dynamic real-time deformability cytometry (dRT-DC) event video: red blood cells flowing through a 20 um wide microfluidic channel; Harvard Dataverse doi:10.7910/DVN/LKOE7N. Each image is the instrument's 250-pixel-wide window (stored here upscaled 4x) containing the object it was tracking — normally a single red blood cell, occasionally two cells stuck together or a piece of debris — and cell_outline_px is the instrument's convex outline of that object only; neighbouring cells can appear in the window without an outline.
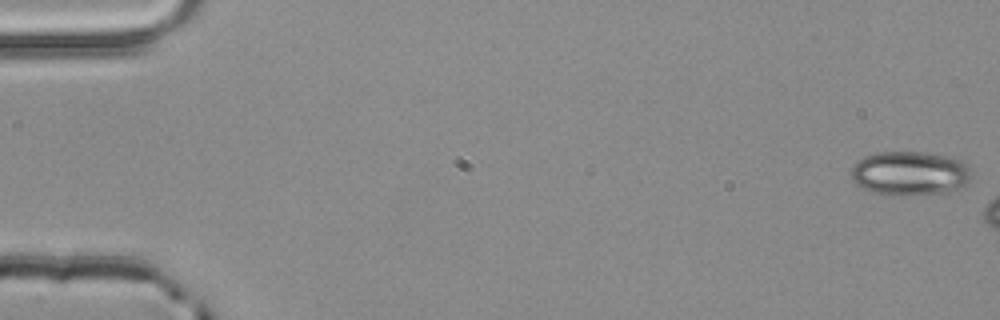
{"species": "common noctule bat (a hibernating species)", "species_latin": "Nyctalus noctula", "temperature_condition": "room temperature", "stored_images_in_passage": 3, "camera_frame_rate_fps": 3000, "um_per_image_px": 0.085, "animal": {"sex": "male", "body_mass_g": 20.4}, "frame": {"image": 1, "passage_image": 1, "time_ms": 0.0, "image_size_px": [1000, 320], "cell_outline_px": [[972, 176], [964, 184], [948, 192], [904, 196], [892, 196], [872, 192], [856, 184], [852, 180], [852, 168], [856, 160], [864, 156], [876, 152], [924, 152], [952, 156], [964, 160], [968, 164]], "centroid_in_image_um": [77.34, 14.72], "position_along_channel_um": 7.7, "area_um2": 31.44}}